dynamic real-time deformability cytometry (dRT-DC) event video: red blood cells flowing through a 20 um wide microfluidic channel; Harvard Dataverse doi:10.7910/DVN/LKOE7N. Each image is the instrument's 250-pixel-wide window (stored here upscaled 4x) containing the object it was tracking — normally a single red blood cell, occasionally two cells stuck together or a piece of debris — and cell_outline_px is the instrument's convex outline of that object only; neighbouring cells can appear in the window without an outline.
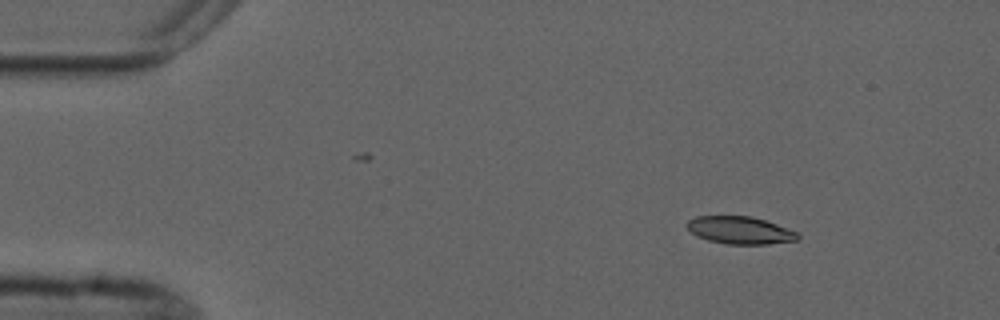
{"species": "common noctule bat (a hibernating species)", "species_latin": "Nyctalus noctula", "temperature_condition": "cold", "stored_images_in_passage": 3, "camera_frame_rate_fps": 3000, "um_per_image_px": 0.085, "animal": {"sex": "male", "forearm_length_mm": 52.5}, "frame": {"image": 1, "passage_image": 1, "time_ms": 0.0, "image_size_px": [1000, 320], "cell_outline_px": [[800, 240], [768, 244], [728, 244], [708, 240], [696, 236], [684, 224], [688, 220], [696, 216], [752, 216], [776, 224], [796, 232], [800, 236]], "centroid_in_image_um": [62.89, 19.57], "position_along_channel_um": 22.1, "area_um2": 17.74}}